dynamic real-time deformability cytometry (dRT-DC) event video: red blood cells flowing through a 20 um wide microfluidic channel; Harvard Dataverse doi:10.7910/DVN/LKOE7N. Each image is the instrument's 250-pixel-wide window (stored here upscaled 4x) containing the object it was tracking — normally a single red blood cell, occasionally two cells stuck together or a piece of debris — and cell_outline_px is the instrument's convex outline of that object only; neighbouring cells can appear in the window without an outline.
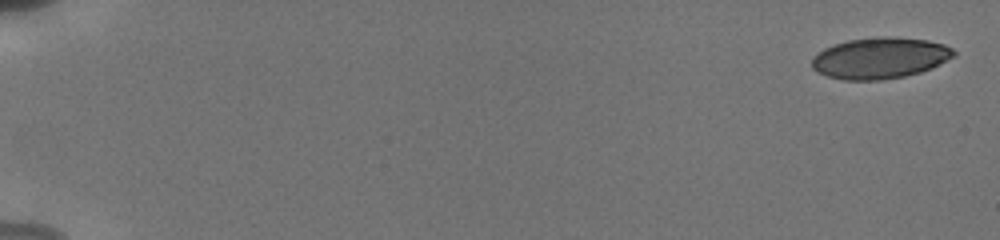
{"species": "human", "species_latin": "Homo sapiens", "temperature_condition": "cold", "stored_images_in_passage": 36, "camera_frame_rate_fps": 3000, "um_per_image_px": 0.085, "donor": {"sex": "male"}, "frame": {"image": 1, "passage_image": 1, "time_ms": 0.0, "image_size_px": [1000, 240], "cell_outline_px": [[956, 56], [932, 68], [920, 72], [904, 76], [880, 80], [844, 80], [828, 76], [816, 72], [812, 68], [812, 56], [824, 48], [832, 44], [848, 40], [876, 36], [896, 36], [928, 40], [944, 44], [952, 48], [956, 52]], "centroid_in_image_um": [74.8, 4.92], "position_along_channel_um": 10.2, "area_um2": 34.51}}
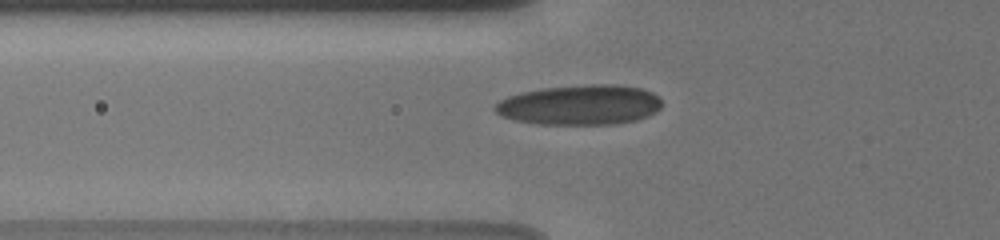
{"frame": {"image": 2, "passage_image": 12, "time_ms": 6.667, "image_size_px": [1000, 240], "cell_outline_px": [[660, 108], [656, 112], [648, 116], [636, 120], [616, 124], [536, 124], [516, 120], [500, 116], [492, 108], [500, 100], [508, 96], [520, 92], [540, 88], [588, 84], [612, 84], [640, 88], [652, 92], [660, 100]], "centroid_in_image_um": [49.26, 8.91], "position_along_channel_um": 76.5, "area_um2": 39.07}}
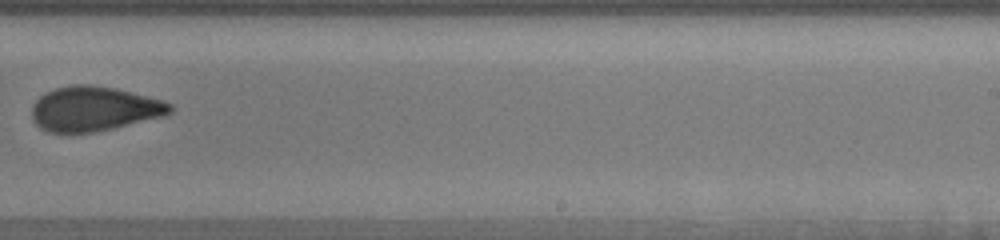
{"frame": {"image": 3, "passage_image": 22, "time_ms": 12.0, "image_size_px": [1000, 240], "cell_outline_px": [[172, 112], [164, 116], [112, 128], [92, 132], [48, 132], [40, 128], [32, 120], [32, 104], [44, 92], [56, 88], [72, 84], [92, 84], [112, 88], [164, 100], [172, 104]], "centroid_in_image_um": [7.97, 9.24], "position_along_channel_um": 281.0, "area_um2": 35.84}, "authors_computed_cell_mechanics": {"area_um2": 35.4892, "velocity_mm_per_s": 3.8523, "shape_relaxation_time_tau1_ms": null, "shape_relaxation_time_tau2_ms": 1.3662, "deformation_change_tau1": null, "deformation_change_tau2": 0.069}}